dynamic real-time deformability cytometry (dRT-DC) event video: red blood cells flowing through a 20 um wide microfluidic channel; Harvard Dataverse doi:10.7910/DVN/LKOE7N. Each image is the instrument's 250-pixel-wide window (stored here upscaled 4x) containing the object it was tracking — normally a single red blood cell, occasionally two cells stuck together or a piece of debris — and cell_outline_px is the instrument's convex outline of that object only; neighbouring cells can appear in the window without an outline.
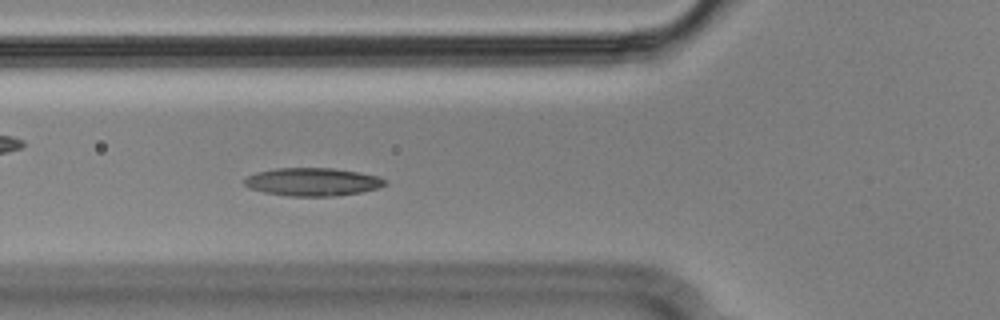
{"species": "Egyptian fruit bat (a non-hibernating species)", "species_latin": "Rousettus aegyptiacus", "temperature_condition": "cold", "stored_images_in_passage": 29, "camera_frame_rate_fps": 3000, "um_per_image_px": 0.085, "animal": {"sex": "male"}, "frame": {"image": 1, "passage_image": 4, "time_ms": 1.0, "image_size_px": [1000, 320], "cell_outline_px": [[388, 184], [380, 188], [360, 192], [336, 196], [288, 196], [264, 192], [252, 188], [244, 184], [244, 180], [248, 176], [256, 172], [276, 168], [332, 168], [360, 172], [380, 176], [388, 180]], "centroid_in_image_um": [26.65, 15.45], "position_along_channel_um": 99.2, "area_um2": 23.12}}
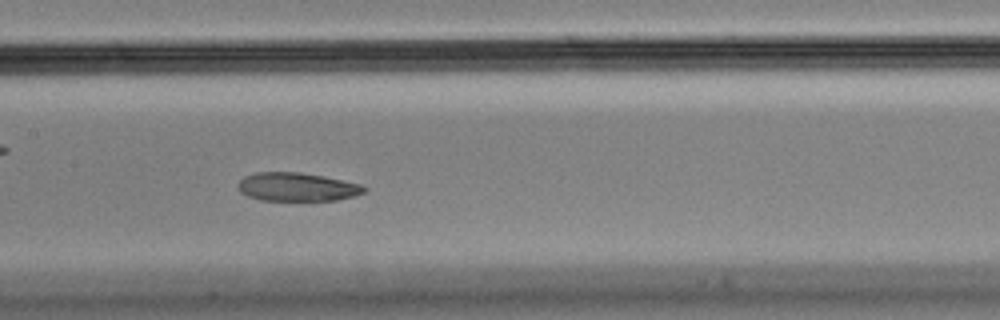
{"frame": {"image": 2, "passage_image": 11, "time_ms": 3.333, "image_size_px": [1000, 320], "cell_outline_px": [[368, 188], [364, 192], [356, 196], [336, 200], [260, 200], [248, 196], [240, 192], [236, 188], [236, 184], [244, 176], [256, 172], [300, 172], [324, 176], [360, 184]], "centroid_in_image_um": [25.22, 15.88], "position_along_channel_um": 182.2, "area_um2": 21.1}}
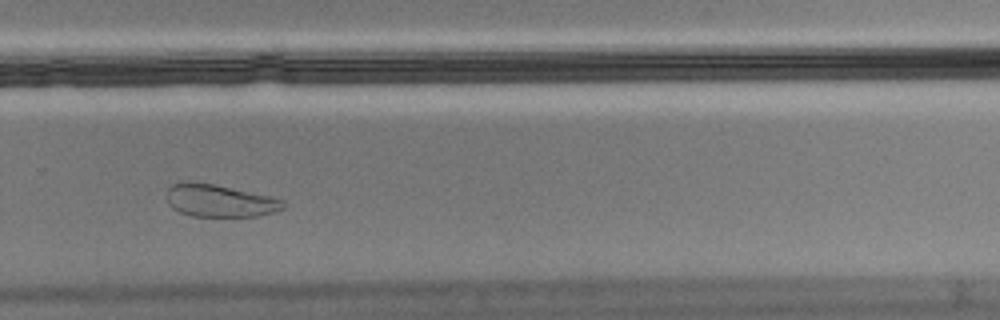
{"frame": {"image": 3, "passage_image": 22, "time_ms": 7.0, "image_size_px": [1000, 320], "cell_outline_px": [[284, 208], [272, 212], [256, 216], [192, 216], [180, 212], [172, 208], [168, 204], [168, 188], [172, 184], [188, 180], [212, 184], [268, 196], [284, 200]], "centroid_in_image_um": [18.62, 17.06], "position_along_channel_um": 311.2, "area_um2": 21.73}, "authors_computed_cell_mechanics": {"area_um2": 22.542, "velocity_mm_per_s": 3.5334, "shape_relaxation_time_tau1_ms": null, "shape_relaxation_time_tau2_ms": 5.2549, "deformation_change_tau1": null, "deformation_change_tau2": 0.1158}}